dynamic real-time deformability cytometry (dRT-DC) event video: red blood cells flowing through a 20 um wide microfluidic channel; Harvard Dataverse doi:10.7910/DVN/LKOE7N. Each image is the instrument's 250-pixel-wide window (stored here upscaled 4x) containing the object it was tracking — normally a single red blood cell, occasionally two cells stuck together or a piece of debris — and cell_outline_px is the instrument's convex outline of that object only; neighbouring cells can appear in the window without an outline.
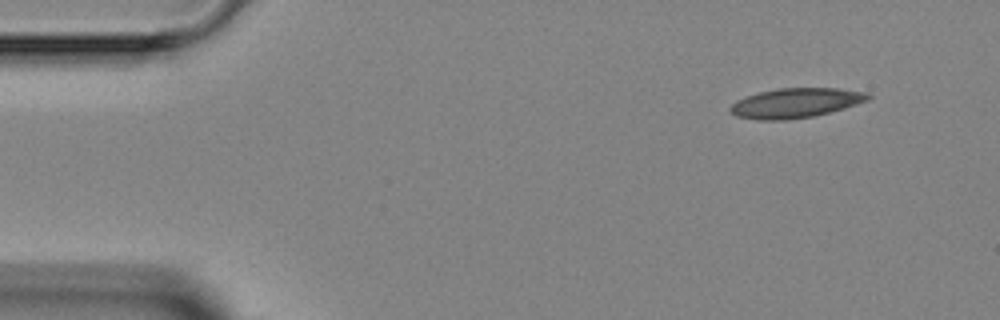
{"species": "Egyptian fruit bat (a non-hibernating species)", "species_latin": "Rousettus aegyptiacus", "temperature_condition": "room temperature", "stored_images_in_passage": 4, "camera_frame_rate_fps": 3000, "um_per_image_px": 0.085, "animal": {"sex": "female"}, "frame": {"image": 1, "passage_image": 1, "time_ms": 0.0, "image_size_px": [1000, 320], "cell_outline_px": [[872, 96], [868, 100], [844, 108], [812, 116], [784, 120], [760, 120], [736, 116], [728, 112], [728, 108], [736, 100], [760, 92], [780, 88], [840, 88], [868, 92]], "centroid_in_image_um": [67.62, 8.75], "position_along_channel_um": 17.4, "area_um2": 23.76}}
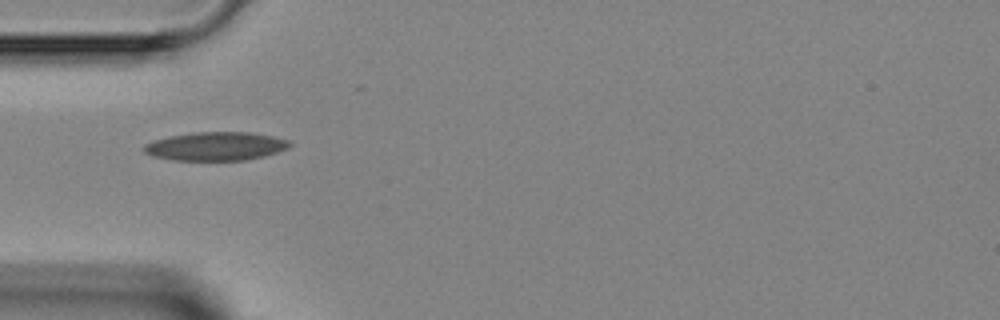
{"frame": {"image": 2, "passage_image": 4, "time_ms": 3.333, "image_size_px": [1000, 320], "cell_outline_px": [[292, 144], [288, 148], [264, 156], [244, 160], [176, 160], [152, 156], [144, 152], [144, 144], [152, 140], [168, 136], [192, 132], [252, 132], [292, 140]], "centroid_in_image_um": [18.34, 12.42], "position_along_channel_um": 66.7, "area_um2": 24.39}}